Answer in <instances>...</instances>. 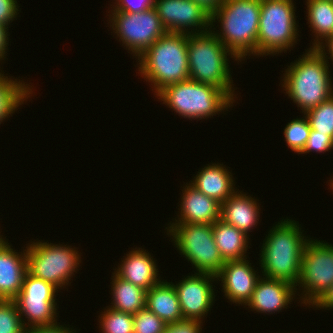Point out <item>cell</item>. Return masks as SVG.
Returning <instances> with one entry per match:
<instances>
[{"mask_svg": "<svg viewBox=\"0 0 333 333\" xmlns=\"http://www.w3.org/2000/svg\"><path fill=\"white\" fill-rule=\"evenodd\" d=\"M297 222L287 217L269 230L260 250V275L284 280L296 286L303 251L310 240V237L304 236V230H301L302 226Z\"/></svg>", "mask_w": 333, "mask_h": 333, "instance_id": "obj_1", "label": "cell"}, {"mask_svg": "<svg viewBox=\"0 0 333 333\" xmlns=\"http://www.w3.org/2000/svg\"><path fill=\"white\" fill-rule=\"evenodd\" d=\"M330 64L317 48H309L283 73L282 88L302 114L333 95ZM285 88V89H284Z\"/></svg>", "mask_w": 333, "mask_h": 333, "instance_id": "obj_2", "label": "cell"}, {"mask_svg": "<svg viewBox=\"0 0 333 333\" xmlns=\"http://www.w3.org/2000/svg\"><path fill=\"white\" fill-rule=\"evenodd\" d=\"M260 9L261 0H224L211 15V27L218 21L221 28L211 30L240 62L257 56Z\"/></svg>", "mask_w": 333, "mask_h": 333, "instance_id": "obj_3", "label": "cell"}, {"mask_svg": "<svg viewBox=\"0 0 333 333\" xmlns=\"http://www.w3.org/2000/svg\"><path fill=\"white\" fill-rule=\"evenodd\" d=\"M187 47L188 34L166 32L137 59L139 75L151 83L155 95L189 79Z\"/></svg>", "mask_w": 333, "mask_h": 333, "instance_id": "obj_4", "label": "cell"}, {"mask_svg": "<svg viewBox=\"0 0 333 333\" xmlns=\"http://www.w3.org/2000/svg\"><path fill=\"white\" fill-rule=\"evenodd\" d=\"M187 54L189 79L220 88L235 102L236 89L232 86L234 84L228 58L230 56L234 61L239 62V60L214 32L210 30L204 33L188 34Z\"/></svg>", "mask_w": 333, "mask_h": 333, "instance_id": "obj_5", "label": "cell"}, {"mask_svg": "<svg viewBox=\"0 0 333 333\" xmlns=\"http://www.w3.org/2000/svg\"><path fill=\"white\" fill-rule=\"evenodd\" d=\"M156 97L174 113L191 121L211 118L234 106V101L220 88L191 79L166 86Z\"/></svg>", "mask_w": 333, "mask_h": 333, "instance_id": "obj_6", "label": "cell"}, {"mask_svg": "<svg viewBox=\"0 0 333 333\" xmlns=\"http://www.w3.org/2000/svg\"><path fill=\"white\" fill-rule=\"evenodd\" d=\"M293 0H261L257 56L276 55L295 47L298 24Z\"/></svg>", "mask_w": 333, "mask_h": 333, "instance_id": "obj_7", "label": "cell"}, {"mask_svg": "<svg viewBox=\"0 0 333 333\" xmlns=\"http://www.w3.org/2000/svg\"><path fill=\"white\" fill-rule=\"evenodd\" d=\"M165 227L174 247L185 257L197 273L217 275L226 262L216 246L213 225L198 223H170Z\"/></svg>", "mask_w": 333, "mask_h": 333, "instance_id": "obj_8", "label": "cell"}, {"mask_svg": "<svg viewBox=\"0 0 333 333\" xmlns=\"http://www.w3.org/2000/svg\"><path fill=\"white\" fill-rule=\"evenodd\" d=\"M32 243V244H31ZM28 243L26 246L27 270L34 277L51 283L58 290L69 285L74 272L79 271L81 255L77 248L45 241ZM63 287V288H62Z\"/></svg>", "mask_w": 333, "mask_h": 333, "instance_id": "obj_9", "label": "cell"}, {"mask_svg": "<svg viewBox=\"0 0 333 333\" xmlns=\"http://www.w3.org/2000/svg\"><path fill=\"white\" fill-rule=\"evenodd\" d=\"M332 285L333 244L310 238L303 251L300 276L295 286L296 291L302 288L301 304L311 307Z\"/></svg>", "mask_w": 333, "mask_h": 333, "instance_id": "obj_10", "label": "cell"}, {"mask_svg": "<svg viewBox=\"0 0 333 333\" xmlns=\"http://www.w3.org/2000/svg\"><path fill=\"white\" fill-rule=\"evenodd\" d=\"M109 19L114 35L136 59L167 32L154 7L140 13L111 10Z\"/></svg>", "mask_w": 333, "mask_h": 333, "instance_id": "obj_11", "label": "cell"}, {"mask_svg": "<svg viewBox=\"0 0 333 333\" xmlns=\"http://www.w3.org/2000/svg\"><path fill=\"white\" fill-rule=\"evenodd\" d=\"M58 288L41 278L26 272L22 289L14 299L26 328L43 327L57 324ZM23 316V317H22ZM26 316V319H23ZM26 321H28L26 323ZM30 323V324H29Z\"/></svg>", "mask_w": 333, "mask_h": 333, "instance_id": "obj_12", "label": "cell"}, {"mask_svg": "<svg viewBox=\"0 0 333 333\" xmlns=\"http://www.w3.org/2000/svg\"><path fill=\"white\" fill-rule=\"evenodd\" d=\"M154 8L167 32L195 34L212 29L211 14L193 0H154Z\"/></svg>", "mask_w": 333, "mask_h": 333, "instance_id": "obj_13", "label": "cell"}, {"mask_svg": "<svg viewBox=\"0 0 333 333\" xmlns=\"http://www.w3.org/2000/svg\"><path fill=\"white\" fill-rule=\"evenodd\" d=\"M182 278L179 283H173L184 319H196L203 321L211 311L215 302V275L207 273H196Z\"/></svg>", "mask_w": 333, "mask_h": 333, "instance_id": "obj_14", "label": "cell"}, {"mask_svg": "<svg viewBox=\"0 0 333 333\" xmlns=\"http://www.w3.org/2000/svg\"><path fill=\"white\" fill-rule=\"evenodd\" d=\"M246 259L226 261L216 275L217 281H221L223 296L236 306L247 304L261 277Z\"/></svg>", "mask_w": 333, "mask_h": 333, "instance_id": "obj_15", "label": "cell"}, {"mask_svg": "<svg viewBox=\"0 0 333 333\" xmlns=\"http://www.w3.org/2000/svg\"><path fill=\"white\" fill-rule=\"evenodd\" d=\"M295 292V293H294ZM295 286L287 281L260 277L246 308L259 313L273 314L287 309L296 294ZM268 312V313H267Z\"/></svg>", "mask_w": 333, "mask_h": 333, "instance_id": "obj_16", "label": "cell"}, {"mask_svg": "<svg viewBox=\"0 0 333 333\" xmlns=\"http://www.w3.org/2000/svg\"><path fill=\"white\" fill-rule=\"evenodd\" d=\"M180 212L171 223H198L213 225L220 219L221 204L204 195L190 183L182 187ZM180 216V217H179Z\"/></svg>", "mask_w": 333, "mask_h": 333, "instance_id": "obj_17", "label": "cell"}, {"mask_svg": "<svg viewBox=\"0 0 333 333\" xmlns=\"http://www.w3.org/2000/svg\"><path fill=\"white\" fill-rule=\"evenodd\" d=\"M6 237L0 242V299L14 300L22 289L27 270V249L15 252Z\"/></svg>", "mask_w": 333, "mask_h": 333, "instance_id": "obj_18", "label": "cell"}, {"mask_svg": "<svg viewBox=\"0 0 333 333\" xmlns=\"http://www.w3.org/2000/svg\"><path fill=\"white\" fill-rule=\"evenodd\" d=\"M125 255L120 265L113 269L117 276L145 290L162 281L160 276L158 278L155 258L144 248L135 247Z\"/></svg>", "mask_w": 333, "mask_h": 333, "instance_id": "obj_19", "label": "cell"}, {"mask_svg": "<svg viewBox=\"0 0 333 333\" xmlns=\"http://www.w3.org/2000/svg\"><path fill=\"white\" fill-rule=\"evenodd\" d=\"M201 168L190 184L204 195L222 204L236 192L235 181L228 167L220 163H211Z\"/></svg>", "mask_w": 333, "mask_h": 333, "instance_id": "obj_20", "label": "cell"}, {"mask_svg": "<svg viewBox=\"0 0 333 333\" xmlns=\"http://www.w3.org/2000/svg\"><path fill=\"white\" fill-rule=\"evenodd\" d=\"M260 209L257 199L237 190L221 204L220 219L250 236L248 233L259 222Z\"/></svg>", "mask_w": 333, "mask_h": 333, "instance_id": "obj_21", "label": "cell"}, {"mask_svg": "<svg viewBox=\"0 0 333 333\" xmlns=\"http://www.w3.org/2000/svg\"><path fill=\"white\" fill-rule=\"evenodd\" d=\"M146 307L166 325L183 320L177 291L172 282L162 280L147 290Z\"/></svg>", "mask_w": 333, "mask_h": 333, "instance_id": "obj_22", "label": "cell"}, {"mask_svg": "<svg viewBox=\"0 0 333 333\" xmlns=\"http://www.w3.org/2000/svg\"><path fill=\"white\" fill-rule=\"evenodd\" d=\"M213 236L217 248L225 261L241 260L247 257L246 253L249 236L223 220L219 219L213 224Z\"/></svg>", "mask_w": 333, "mask_h": 333, "instance_id": "obj_23", "label": "cell"}, {"mask_svg": "<svg viewBox=\"0 0 333 333\" xmlns=\"http://www.w3.org/2000/svg\"><path fill=\"white\" fill-rule=\"evenodd\" d=\"M112 274L110 284L113 301L110 308L133 315L145 308L147 290L123 280L114 272Z\"/></svg>", "mask_w": 333, "mask_h": 333, "instance_id": "obj_24", "label": "cell"}, {"mask_svg": "<svg viewBox=\"0 0 333 333\" xmlns=\"http://www.w3.org/2000/svg\"><path fill=\"white\" fill-rule=\"evenodd\" d=\"M0 124L8 119L32 96L33 87L20 79L9 77L0 70ZM5 75V76H4ZM9 77V78H8ZM31 94V95H30ZM10 114V115H9Z\"/></svg>", "mask_w": 333, "mask_h": 333, "instance_id": "obj_25", "label": "cell"}, {"mask_svg": "<svg viewBox=\"0 0 333 333\" xmlns=\"http://www.w3.org/2000/svg\"><path fill=\"white\" fill-rule=\"evenodd\" d=\"M306 4L307 24L315 36L310 48H318L324 39L333 35V0H307Z\"/></svg>", "mask_w": 333, "mask_h": 333, "instance_id": "obj_26", "label": "cell"}, {"mask_svg": "<svg viewBox=\"0 0 333 333\" xmlns=\"http://www.w3.org/2000/svg\"><path fill=\"white\" fill-rule=\"evenodd\" d=\"M107 308V309H106ZM99 315V330L101 333H133V314L117 311L109 306Z\"/></svg>", "mask_w": 333, "mask_h": 333, "instance_id": "obj_27", "label": "cell"}, {"mask_svg": "<svg viewBox=\"0 0 333 333\" xmlns=\"http://www.w3.org/2000/svg\"><path fill=\"white\" fill-rule=\"evenodd\" d=\"M304 115L312 130L333 138V95L317 107L306 111Z\"/></svg>", "mask_w": 333, "mask_h": 333, "instance_id": "obj_28", "label": "cell"}, {"mask_svg": "<svg viewBox=\"0 0 333 333\" xmlns=\"http://www.w3.org/2000/svg\"><path fill=\"white\" fill-rule=\"evenodd\" d=\"M310 131V124L305 115L302 118H296L288 122L283 133L288 148L300 154L307 143Z\"/></svg>", "mask_w": 333, "mask_h": 333, "instance_id": "obj_29", "label": "cell"}, {"mask_svg": "<svg viewBox=\"0 0 333 333\" xmlns=\"http://www.w3.org/2000/svg\"><path fill=\"white\" fill-rule=\"evenodd\" d=\"M15 300L0 299V333H26Z\"/></svg>", "mask_w": 333, "mask_h": 333, "instance_id": "obj_30", "label": "cell"}, {"mask_svg": "<svg viewBox=\"0 0 333 333\" xmlns=\"http://www.w3.org/2000/svg\"><path fill=\"white\" fill-rule=\"evenodd\" d=\"M133 333H163L166 323L147 307L133 315Z\"/></svg>", "mask_w": 333, "mask_h": 333, "instance_id": "obj_31", "label": "cell"}, {"mask_svg": "<svg viewBox=\"0 0 333 333\" xmlns=\"http://www.w3.org/2000/svg\"><path fill=\"white\" fill-rule=\"evenodd\" d=\"M333 149V138L329 135L318 133L315 130L310 131L307 143L300 154H309L315 151L324 154V152Z\"/></svg>", "mask_w": 333, "mask_h": 333, "instance_id": "obj_32", "label": "cell"}, {"mask_svg": "<svg viewBox=\"0 0 333 333\" xmlns=\"http://www.w3.org/2000/svg\"><path fill=\"white\" fill-rule=\"evenodd\" d=\"M114 4L111 5L113 7H111V10L126 13H140L153 8L154 0H115Z\"/></svg>", "mask_w": 333, "mask_h": 333, "instance_id": "obj_33", "label": "cell"}, {"mask_svg": "<svg viewBox=\"0 0 333 333\" xmlns=\"http://www.w3.org/2000/svg\"><path fill=\"white\" fill-rule=\"evenodd\" d=\"M203 321L183 319L179 322L167 324L163 333H200Z\"/></svg>", "mask_w": 333, "mask_h": 333, "instance_id": "obj_34", "label": "cell"}, {"mask_svg": "<svg viewBox=\"0 0 333 333\" xmlns=\"http://www.w3.org/2000/svg\"><path fill=\"white\" fill-rule=\"evenodd\" d=\"M17 0H0V23L9 27L19 14Z\"/></svg>", "mask_w": 333, "mask_h": 333, "instance_id": "obj_35", "label": "cell"}, {"mask_svg": "<svg viewBox=\"0 0 333 333\" xmlns=\"http://www.w3.org/2000/svg\"><path fill=\"white\" fill-rule=\"evenodd\" d=\"M26 333H76V330L57 323L50 326L27 328Z\"/></svg>", "mask_w": 333, "mask_h": 333, "instance_id": "obj_36", "label": "cell"}, {"mask_svg": "<svg viewBox=\"0 0 333 333\" xmlns=\"http://www.w3.org/2000/svg\"><path fill=\"white\" fill-rule=\"evenodd\" d=\"M313 309L320 308L325 310L333 309V285L312 305Z\"/></svg>", "mask_w": 333, "mask_h": 333, "instance_id": "obj_37", "label": "cell"}, {"mask_svg": "<svg viewBox=\"0 0 333 333\" xmlns=\"http://www.w3.org/2000/svg\"><path fill=\"white\" fill-rule=\"evenodd\" d=\"M9 27L3 25L0 23V61H3L6 59V51L8 50V43H9V37L10 36L7 32ZM1 68V67H0Z\"/></svg>", "mask_w": 333, "mask_h": 333, "instance_id": "obj_38", "label": "cell"}, {"mask_svg": "<svg viewBox=\"0 0 333 333\" xmlns=\"http://www.w3.org/2000/svg\"><path fill=\"white\" fill-rule=\"evenodd\" d=\"M325 41V42H324ZM317 48L321 54L325 57V60L329 63L328 59H331L333 62V35L329 36L326 40H324ZM325 47L327 49H325ZM327 52V53H326ZM329 52V53H328ZM329 54V55H326ZM329 56V57H328ZM328 57V58H327ZM331 57V58H330ZM333 64V63H332Z\"/></svg>", "mask_w": 333, "mask_h": 333, "instance_id": "obj_39", "label": "cell"}, {"mask_svg": "<svg viewBox=\"0 0 333 333\" xmlns=\"http://www.w3.org/2000/svg\"><path fill=\"white\" fill-rule=\"evenodd\" d=\"M201 5L211 15L220 7L224 0H193Z\"/></svg>", "mask_w": 333, "mask_h": 333, "instance_id": "obj_40", "label": "cell"}, {"mask_svg": "<svg viewBox=\"0 0 333 333\" xmlns=\"http://www.w3.org/2000/svg\"><path fill=\"white\" fill-rule=\"evenodd\" d=\"M332 178H333V177H332ZM329 181H330V182H329V183H330V184H329V185H330V188H331V190H333V179H331V177H330V180H329Z\"/></svg>", "mask_w": 333, "mask_h": 333, "instance_id": "obj_41", "label": "cell"}, {"mask_svg": "<svg viewBox=\"0 0 333 333\" xmlns=\"http://www.w3.org/2000/svg\"><path fill=\"white\" fill-rule=\"evenodd\" d=\"M1 233V232H0ZM4 239L3 235L0 234V242Z\"/></svg>", "mask_w": 333, "mask_h": 333, "instance_id": "obj_42", "label": "cell"}]
</instances>
